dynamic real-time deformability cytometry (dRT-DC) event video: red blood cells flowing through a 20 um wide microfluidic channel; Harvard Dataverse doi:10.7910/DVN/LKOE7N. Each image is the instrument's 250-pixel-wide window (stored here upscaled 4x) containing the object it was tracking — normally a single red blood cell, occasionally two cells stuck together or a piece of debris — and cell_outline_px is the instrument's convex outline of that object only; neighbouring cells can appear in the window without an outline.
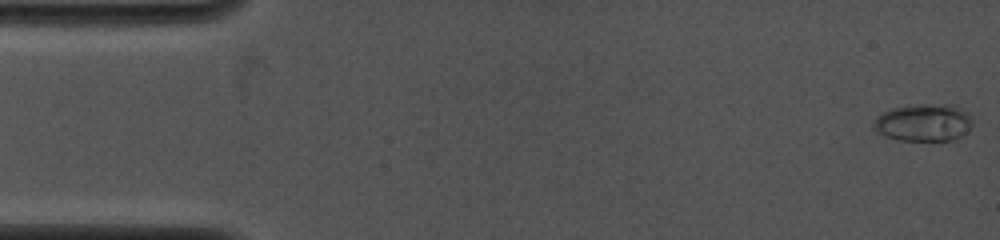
{"species": "common noctule bat (a hibernating species)", "species_latin": "Nyctalus noctula", "temperature_condition": "cold", "stored_images_in_passage": 65, "camera_frame_rate_fps": 4000, "um_per_image_px": 0.085, "animal": {"sex": "female", "body_mass_g": 19.0, "forearm_length_mm": 53.3}, "frame": {"image": 1, "passage_image": 1, "time_ms": 0.0, "image_size_px": [1000, 240], "cell_outline_px": [[972, 128], [960, 136], [952, 140], [896, 140], [880, 132], [876, 128], [872, 120], [876, 116], [892, 108], [920, 104], [948, 104], [960, 108], [972, 120]], "centroid_in_image_um": [78.51, 10.41], "position_along_channel_um": 6.5, "area_um2": 21.21}}
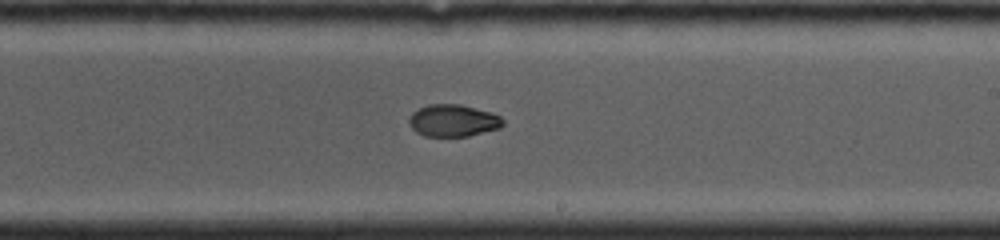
{"frame": {"image": 2, "passage_image": 28, "time_ms": 9.0, "image_size_px": [1000, 240], "cell_outline_px": [[504, 124], [500, 128], [468, 136], [424, 136], [416, 132], [408, 124], [408, 120], [412, 112], [428, 104], [460, 104], [492, 112], [500, 116], [504, 120]], "centroid_in_image_um": [38.52, 10.24], "position_along_channel_um": 250.5, "area_um2": 17.69}}
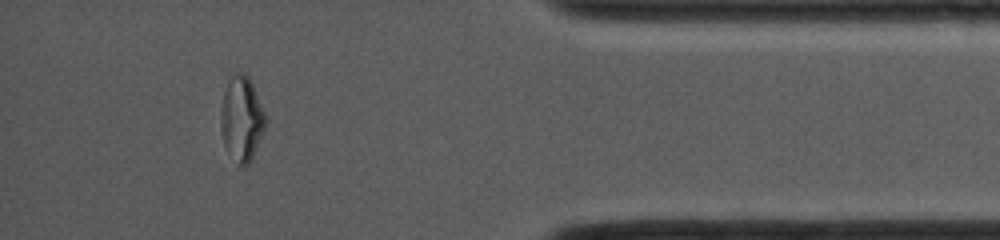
{"frame": {"image": 3, "passage_image": 55, "time_ms": 13.5, "image_size_px": [1000, 240], "cell_outline_px": [[268, 120], [252, 160], [244, 168], [240, 168], [224, 144], [220, 124], [220, 112], [224, 92], [228, 80], [236, 72], [244, 72], [248, 76], [252, 84]], "centroid_in_image_um": [20.55, 10.11], "position_along_channel_um": 414.7, "area_um2": 22.2}, "authors_computed_cell_mechanics": {"area_um2": 19.0162, "velocity_mm_per_s": 4.1826, "shape_relaxation_time_tau1_ms": null, "shape_relaxation_time_tau2_ms": 2.2069, "deformation_change_tau1": null, "deformation_change_tau2": 0.0344}}